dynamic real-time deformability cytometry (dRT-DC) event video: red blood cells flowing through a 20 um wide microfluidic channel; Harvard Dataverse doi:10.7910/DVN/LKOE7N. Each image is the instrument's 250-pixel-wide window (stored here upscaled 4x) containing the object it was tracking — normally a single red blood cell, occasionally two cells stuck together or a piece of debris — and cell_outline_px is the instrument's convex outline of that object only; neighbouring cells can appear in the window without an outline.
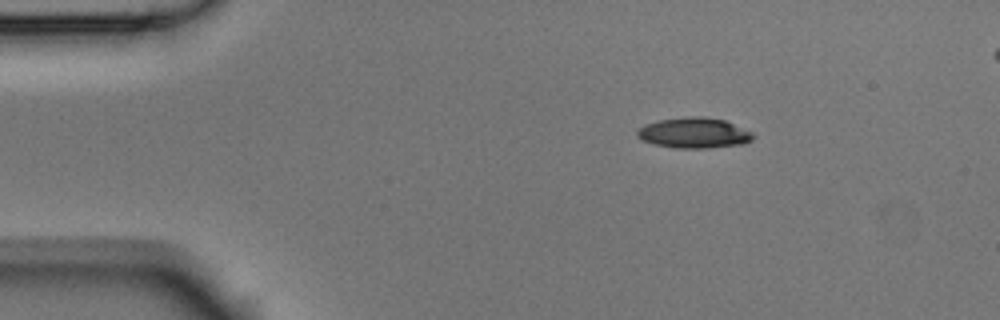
{"species": "Egyptian fruit bat (a non-hibernating species)", "species_latin": "Rousettus aegyptiacus", "temperature_condition": "room temperature", "stored_images_in_passage": 3, "camera_frame_rate_fps": 3000, "um_per_image_px": 0.085, "animal": {"sex": "male"}, "frame": {"image": 1, "passage_image": 1, "time_ms": 0.0, "image_size_px": [1000, 320], "cell_outline_px": [[756, 136], [752, 140], [744, 144], [708, 148], [676, 148], [652, 144], [640, 140], [636, 136], [636, 132], [644, 124], [656, 120], [688, 116], [700, 116], [724, 120], [752, 132]], "centroid_in_image_um": [58.96, 11.3], "position_along_channel_um": 26.0, "area_um2": 20.87}}